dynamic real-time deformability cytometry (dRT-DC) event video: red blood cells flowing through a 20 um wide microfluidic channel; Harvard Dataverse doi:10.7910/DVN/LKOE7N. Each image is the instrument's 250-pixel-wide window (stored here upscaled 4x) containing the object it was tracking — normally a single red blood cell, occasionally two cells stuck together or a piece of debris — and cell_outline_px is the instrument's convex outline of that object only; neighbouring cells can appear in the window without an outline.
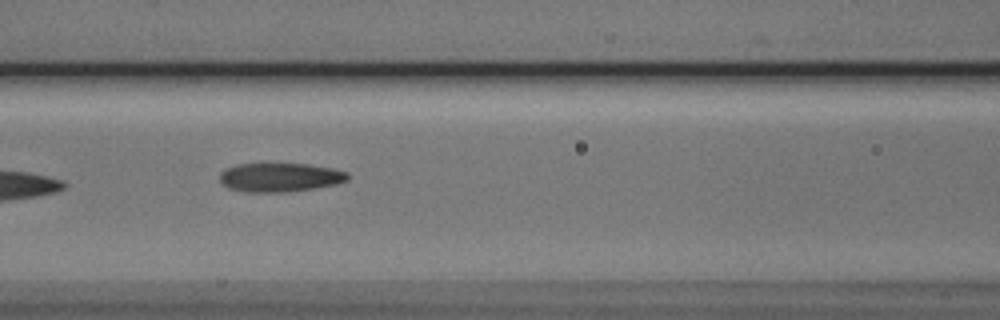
{"species": "Egyptian fruit bat (a non-hibernating species)", "species_latin": "Rousettus aegyptiacus", "temperature_condition": "cold", "stored_images_in_passage": 9, "camera_frame_rate_fps": 3000, "um_per_image_px": 0.085, "animal": {"sex": "male"}, "frame": {"image": 1, "passage_image": 6, "time_ms": 5.667, "image_size_px": [1000, 320], "cell_outline_px": [[348, 180], [336, 184], [316, 188], [288, 192], [244, 192], [228, 188], [220, 180], [220, 172], [224, 168], [236, 164], [308, 164], [332, 168], [348, 172]], "centroid_in_image_um": [23.79, 15.08], "position_along_channel_um": 142.8, "area_um2": 21.68}}
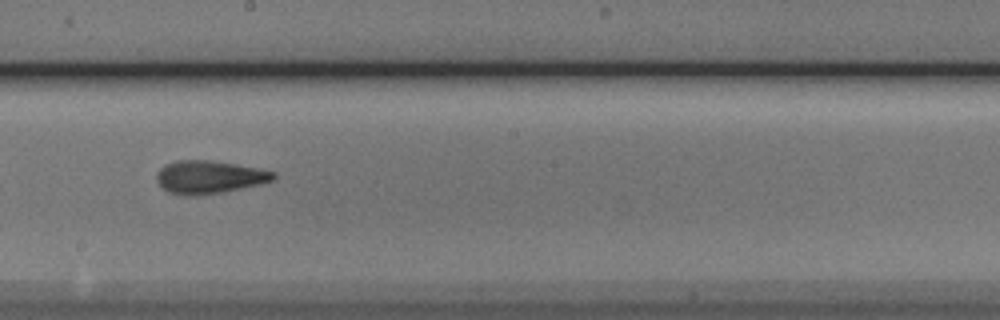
{"frame": {"image": 2, "passage_image": 8, "time_ms": 8.0, "image_size_px": [1000, 320], "cell_outline_px": [[276, 176], [272, 180], [260, 184], [220, 192], [196, 196], [184, 196], [168, 192], [160, 188], [156, 180], [156, 172], [164, 164], [180, 160], [208, 160], [256, 168], [276, 172]], "centroid_in_image_um": [17.7, 15.06], "position_along_channel_um": 230.5, "area_um2": 22.37}}
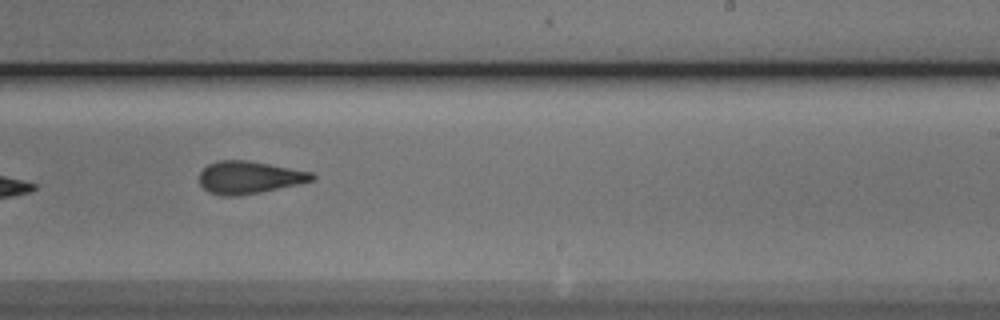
{"frame": {"image": 3, "passage_image": 9, "time_ms": 9.0, "image_size_px": [1000, 320], "cell_outline_px": [[316, 176], [312, 180], [296, 184], [260, 192], [240, 196], [220, 196], [208, 192], [200, 184], [200, 172], [208, 164], [216, 160], [248, 160], [312, 172]], "centroid_in_image_um": [21.13, 15.08], "position_along_channel_um": 267.9, "area_um2": 21.27}}